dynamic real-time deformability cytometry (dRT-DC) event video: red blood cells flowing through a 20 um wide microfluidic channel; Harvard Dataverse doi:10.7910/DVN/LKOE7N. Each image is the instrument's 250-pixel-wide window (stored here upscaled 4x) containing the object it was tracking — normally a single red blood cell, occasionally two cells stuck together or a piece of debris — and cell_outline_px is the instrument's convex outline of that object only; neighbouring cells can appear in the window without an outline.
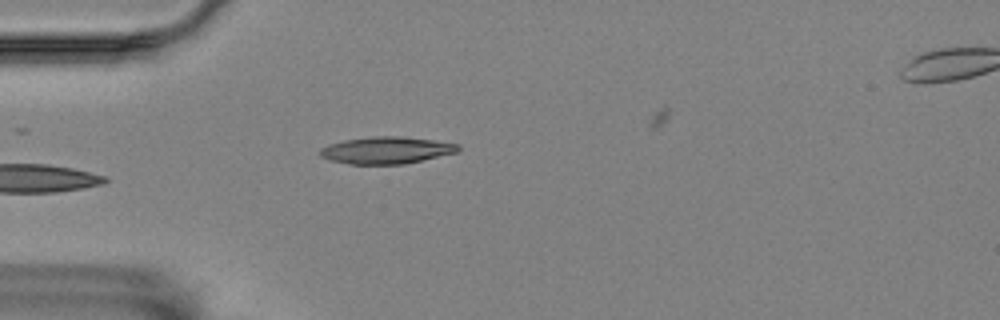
{"species": "Egyptian fruit bat (a non-hibernating species)", "species_latin": "Rousettus aegyptiacus", "temperature_condition": "room temperature", "stored_images_in_passage": 6, "camera_frame_rate_fps": 3000, "um_per_image_px": 0.085, "animal": {"sex": "female"}, "frame": {"image": 1, "passage_image": 6, "time_ms": 1.667, "image_size_px": [1000, 320], "cell_outline_px": [[460, 148], [456, 152], [404, 164], [352, 164], [332, 160], [320, 156], [320, 148], [328, 144], [344, 140], [372, 136], [396, 136], [432, 140], [460, 144]], "centroid_in_image_um": [32.82, 12.76], "position_along_channel_um": 52.2, "area_um2": 21.44}}